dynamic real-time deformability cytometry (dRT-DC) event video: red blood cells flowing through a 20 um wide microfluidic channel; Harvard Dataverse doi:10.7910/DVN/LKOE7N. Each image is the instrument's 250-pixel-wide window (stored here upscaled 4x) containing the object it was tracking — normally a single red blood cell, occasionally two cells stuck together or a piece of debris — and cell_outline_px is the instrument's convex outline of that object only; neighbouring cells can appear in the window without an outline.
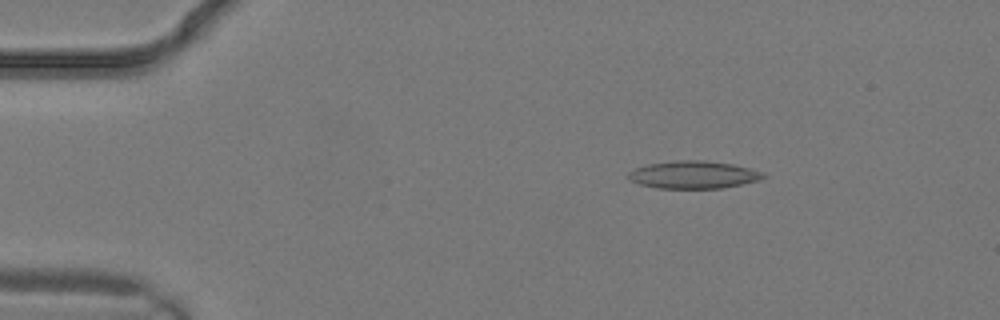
{"species": "common noctule bat (a hibernating species)", "species_latin": "Nyctalus noctula", "temperature_condition": "warm", "stored_images_in_passage": 2, "camera_frame_rate_fps": 3000, "um_per_image_px": 0.085, "animal": {"sex": "male", "body_mass_g": 19.2, "forearm_length_mm": 51.8}, "frame": {"image": 1, "passage_image": 1, "time_ms": 0.0, "image_size_px": [1000, 320], "cell_outline_px": [[768, 176], [760, 180], [720, 188], [656, 188], [640, 184], [628, 180], [628, 172], [636, 168], [648, 164], [672, 160], [704, 160], [732, 164], [764, 172]], "centroid_in_image_um": [58.93, 14.85], "position_along_channel_um": 26.1, "area_um2": 21.73}}